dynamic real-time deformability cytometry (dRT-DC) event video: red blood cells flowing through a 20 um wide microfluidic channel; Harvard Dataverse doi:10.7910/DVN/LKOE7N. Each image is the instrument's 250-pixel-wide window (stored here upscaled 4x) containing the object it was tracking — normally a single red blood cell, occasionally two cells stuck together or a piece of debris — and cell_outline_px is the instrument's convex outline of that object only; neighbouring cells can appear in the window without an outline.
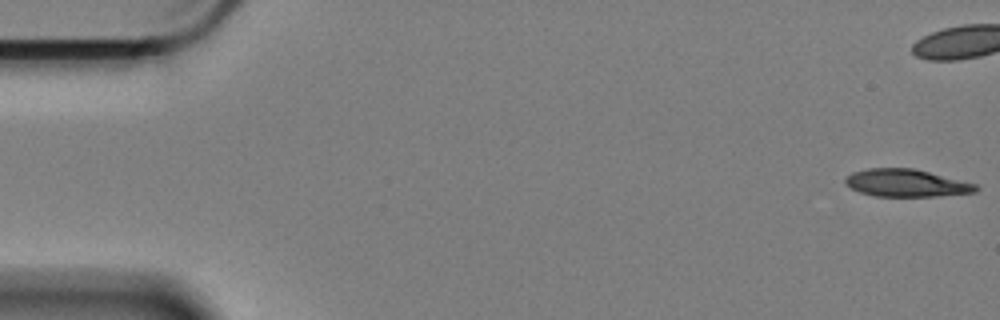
{"species": "Egyptian fruit bat (a non-hibernating species)", "species_latin": "Rousettus aegyptiacus", "temperature_condition": "cold", "stored_images_in_passage": 12, "camera_frame_rate_fps": 3000, "um_per_image_px": 0.085, "animal": {"sex": "female"}, "frame": {"image": 1, "passage_image": 1, "time_ms": 0.0, "image_size_px": [1000, 320], "cell_outline_px": [[980, 188], [976, 192], [936, 196], [876, 196], [860, 192], [844, 184], [844, 180], [852, 172], [868, 168], [912, 168], [976, 184]], "centroid_in_image_um": [77.02, 15.56], "position_along_channel_um": 8.0, "area_um2": 20.69}}